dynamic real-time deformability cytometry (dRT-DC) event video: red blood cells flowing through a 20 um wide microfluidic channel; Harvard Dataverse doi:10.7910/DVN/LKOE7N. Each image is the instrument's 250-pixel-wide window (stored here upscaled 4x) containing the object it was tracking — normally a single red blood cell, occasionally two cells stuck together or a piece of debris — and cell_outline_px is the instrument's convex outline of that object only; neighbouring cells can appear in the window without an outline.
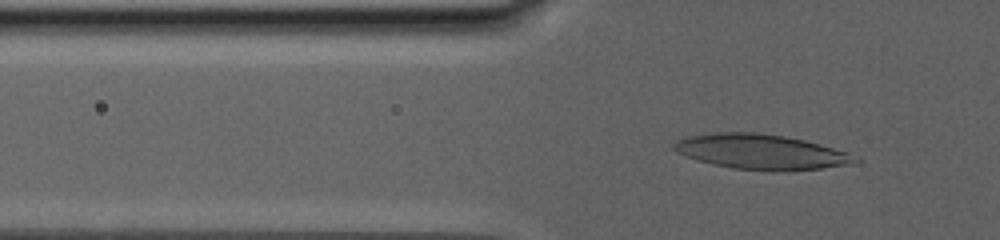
{"species": "human", "species_latin": "Homo sapiens", "temperature_condition": "warm", "stored_images_in_passage": 65, "camera_frame_rate_fps": 3000, "um_per_image_px": 0.085, "donor": {"sex": "male"}, "frame": {"image": 1, "passage_image": 52, "time_ms": 10.667, "image_size_px": [1000, 240], "cell_outline_px": [[860, 160], [848, 164], [820, 168], [772, 172], [732, 168], [712, 164], [696, 160], [684, 156], [676, 152], [672, 148], [672, 144], [676, 140], [688, 136], [716, 132], [756, 132], [784, 136], [804, 140], [820, 144], [848, 152], [860, 156]], "centroid_in_image_um": [64.66, 12.91], "position_along_channel_um": 61.1, "area_um2": 37.28}}
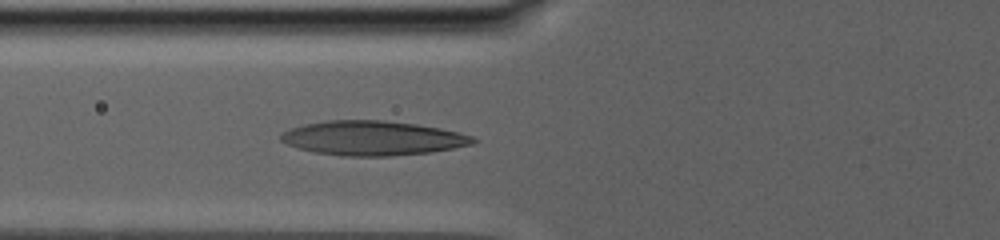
{"frame": {"image": 2, "passage_image": 62, "time_ms": 12.667, "image_size_px": [1000, 240], "cell_outline_px": [[480, 140], [472, 144], [432, 152], [388, 156], [340, 156], [316, 152], [296, 148], [280, 140], [280, 132], [288, 128], [304, 124], [328, 120], [384, 120], [416, 124], [440, 128], [472, 136]], "centroid_in_image_um": [31.63, 11.74], "position_along_channel_um": 94.2, "area_um2": 38.73}}